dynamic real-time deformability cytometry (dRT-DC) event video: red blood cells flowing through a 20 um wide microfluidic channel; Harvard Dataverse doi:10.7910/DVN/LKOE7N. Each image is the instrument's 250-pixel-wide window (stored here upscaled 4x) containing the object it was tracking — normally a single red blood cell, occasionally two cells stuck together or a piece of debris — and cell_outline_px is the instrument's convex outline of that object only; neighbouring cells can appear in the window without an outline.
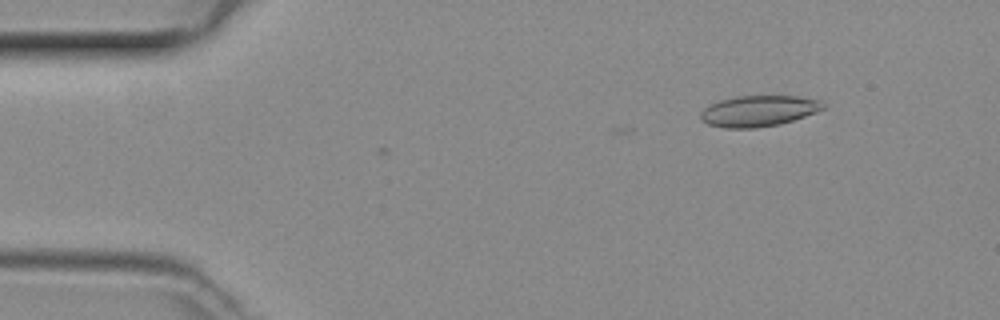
{"species": "common noctule bat (a hibernating species)", "species_latin": "Nyctalus noctula", "temperature_condition": "room temperature", "stored_images_in_passage": 2, "camera_frame_rate_fps": 3000, "um_per_image_px": 0.085, "animal": {"sex": "female", "body_mass_g": 29.2, "forearm_length_mm": 56.3}, "frame": {"image": 1, "passage_image": 2, "time_ms": 0.333, "image_size_px": [1000, 320], "cell_outline_px": [[824, 108], [816, 112], [780, 124], [756, 128], [724, 128], [708, 124], [700, 120], [700, 112], [708, 104], [720, 100], [736, 96], [796, 96], [820, 100], [824, 104]], "centroid_in_image_um": [64.43, 9.43], "position_along_channel_um": 20.6, "area_um2": 22.14}}